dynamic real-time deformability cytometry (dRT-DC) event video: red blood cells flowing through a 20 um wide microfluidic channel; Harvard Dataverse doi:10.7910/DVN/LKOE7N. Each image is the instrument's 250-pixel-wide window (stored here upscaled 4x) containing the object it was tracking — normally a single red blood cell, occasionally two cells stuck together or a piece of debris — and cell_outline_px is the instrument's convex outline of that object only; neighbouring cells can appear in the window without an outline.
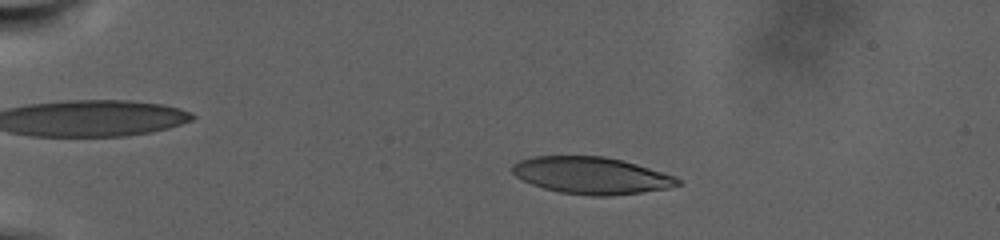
{"species": "human", "species_latin": "Homo sapiens", "temperature_condition": "warm", "stored_images_in_passage": 97, "camera_frame_rate_fps": 3000, "um_per_image_px": 0.085, "donor": {"sex": "male"}, "frame": {"image": 1, "passage_image": 22, "time_ms": 7.0, "image_size_px": [1000, 240], "cell_outline_px": [[680, 184], [668, 188], [612, 196], [592, 196], [560, 192], [544, 188], [532, 184], [516, 176], [512, 172], [512, 164], [520, 160], [532, 156], [604, 156], [636, 164], [676, 176], [680, 180]], "centroid_in_image_um": [50.26, 14.91], "position_along_channel_um": 34.7, "area_um2": 35.43}}
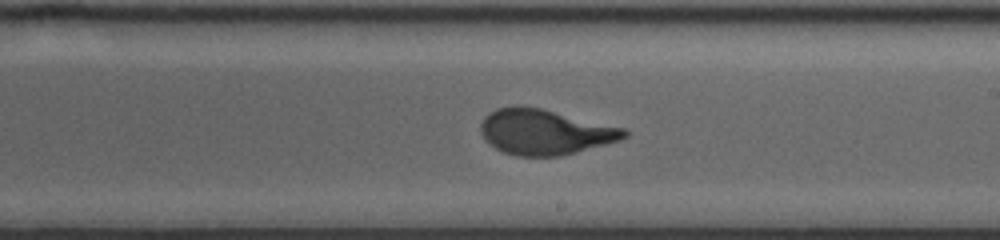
{"frame": {"image": 2, "passage_image": 61, "time_ms": 20.0, "image_size_px": [1000, 240], "cell_outline_px": [[628, 136], [620, 140], [576, 152], [560, 156], [516, 156], [504, 152], [488, 144], [480, 132], [480, 124], [484, 116], [488, 112], [496, 108], [540, 108], [624, 128], [628, 132]], "centroid_in_image_um": [46.29, 11.24], "position_along_channel_um": 242.7, "area_um2": 37.4}}
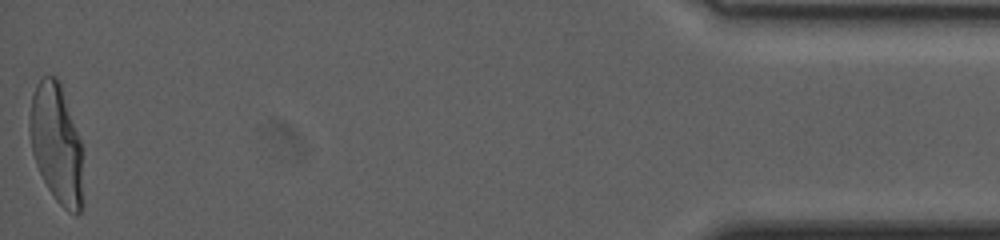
{"frame": {"image": 3, "passage_image": 97, "time_ms": 32.0, "image_size_px": [1000, 240], "cell_outline_px": [[84, 200], [80, 212], [76, 216], [68, 212], [56, 200], [48, 188], [36, 164], [32, 152], [28, 128], [32, 96], [36, 84], [44, 76], [56, 76], [60, 84], [80, 140]], "centroid_in_image_um": [4.8, 12.27], "position_along_channel_um": 430.4, "area_um2": 36.99}, "authors_computed_cell_mechanics": {"area_um2": 37.281, "velocity_mm_per_s": 2.2184, "shape_relaxation_time_tau1_ms": 8.7278, "shape_relaxation_time_tau2_ms": null, "deformation_change_tau1": 0.259, "deformation_change_tau2": null}}